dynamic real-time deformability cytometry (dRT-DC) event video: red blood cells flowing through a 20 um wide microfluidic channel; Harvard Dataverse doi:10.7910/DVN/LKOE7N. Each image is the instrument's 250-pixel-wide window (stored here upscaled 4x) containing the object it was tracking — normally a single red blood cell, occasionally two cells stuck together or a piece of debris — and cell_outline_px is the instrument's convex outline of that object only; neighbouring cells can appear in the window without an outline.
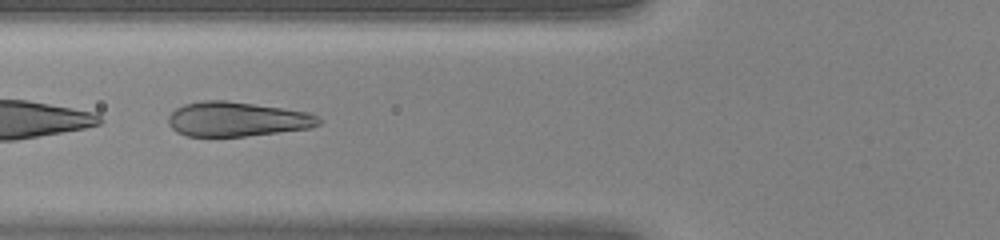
{"species": "human", "species_latin": "Homo sapiens", "temperature_condition": "warm", "stored_images_in_passage": 33, "segment_of_instrument_passage": [2, 2], "camera_frame_rate_fps": 3000, "um_per_image_px": 0.085, "donor": {"sex": "female"}, "frame": {"image": 1, "passage_image": 17, "time_ms": 5.333, "image_size_px": [1000, 240], "cell_outline_px": [[324, 120], [320, 124], [312, 128], [244, 136], [188, 136], [176, 132], [168, 124], [168, 116], [176, 108], [184, 104], [204, 100], [224, 100], [308, 112], [320, 116]], "centroid_in_image_um": [20.16, 10.13], "position_along_channel_um": 105.6, "area_um2": 30.29}}
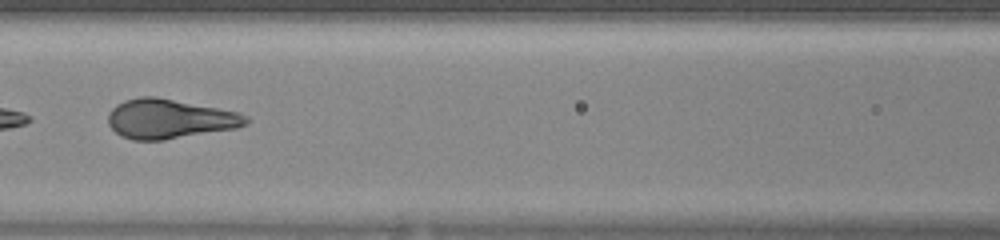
{"frame": {"image": 2, "passage_image": 20, "time_ms": 6.333, "image_size_px": [1000, 240], "cell_outline_px": [[252, 120], [248, 124], [236, 128], [164, 140], [132, 140], [120, 136], [108, 124], [108, 112], [116, 104], [124, 100], [140, 96], [156, 96], [240, 112], [248, 116]], "centroid_in_image_um": [14.42, 10.1], "position_along_channel_um": 152.2, "area_um2": 32.08}}
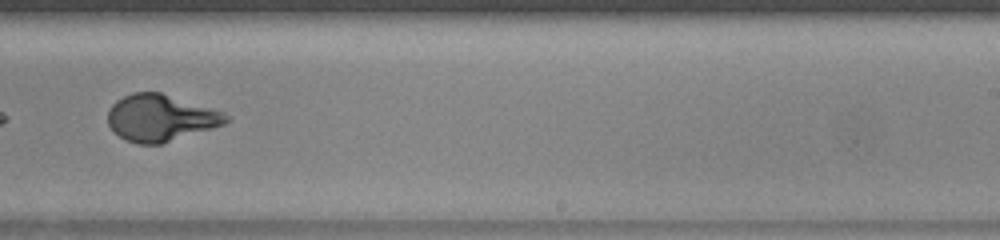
{"frame": {"image": 3, "passage_image": 28, "time_ms": 9.0, "image_size_px": [1000, 240], "cell_outline_px": [[232, 116], [224, 124], [212, 128], [160, 144], [136, 144], [124, 140], [112, 132], [108, 124], [108, 112], [112, 104], [116, 100], [132, 92], [160, 92], [224, 112]], "centroid_in_image_um": [13.61, 10.03], "position_along_channel_um": 275.4, "area_um2": 32.19}}